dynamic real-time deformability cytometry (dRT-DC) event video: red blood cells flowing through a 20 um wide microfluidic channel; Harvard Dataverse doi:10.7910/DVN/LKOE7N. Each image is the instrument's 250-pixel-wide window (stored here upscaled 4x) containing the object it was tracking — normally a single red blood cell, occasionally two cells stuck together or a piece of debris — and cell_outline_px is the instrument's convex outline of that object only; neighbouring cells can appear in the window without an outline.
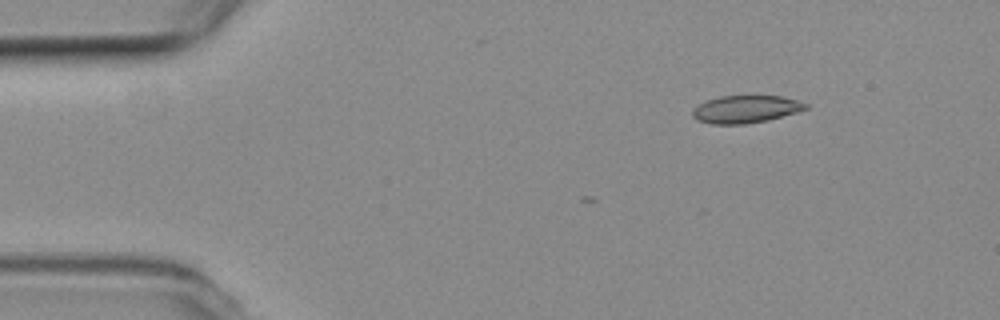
{"species": "common noctule bat (a hibernating species)", "species_latin": "Nyctalus noctula", "temperature_condition": "room temperature", "stored_images_in_passage": 10, "camera_frame_rate_fps": 3000, "um_per_image_px": 0.085, "animal": {"sex": "female", "body_mass_g": 19.3, "forearm_length_mm": 54.1}, "frame": {"image": 1, "passage_image": 1, "time_ms": 0.0, "image_size_px": [1000, 320], "cell_outline_px": [[808, 108], [796, 112], [768, 120], [744, 124], [712, 124], [696, 120], [692, 116], [692, 108], [708, 100], [720, 96], [780, 96], [796, 100], [808, 104]], "centroid_in_image_um": [63.35, 9.29], "position_along_channel_um": 21.6, "area_um2": 18.03}}
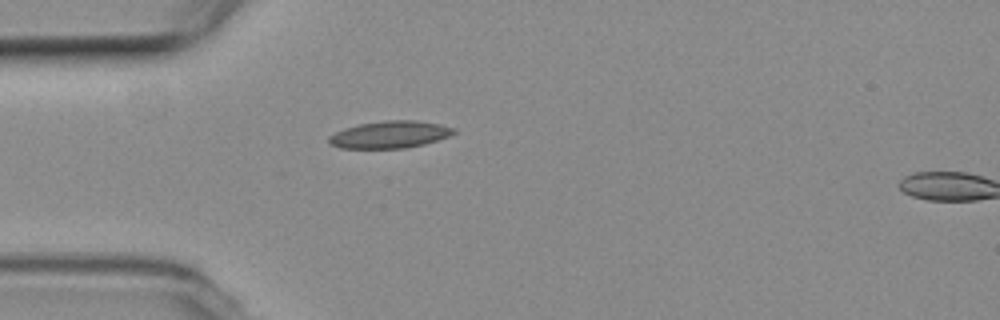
{"frame": {"image": 2, "passage_image": 9, "time_ms": 2.667, "image_size_px": [1000, 320], "cell_outline_px": [[456, 132], [448, 136], [424, 144], [404, 148], [340, 148], [328, 144], [328, 136], [344, 128], [360, 124], [388, 120], [416, 120], [440, 124], [456, 128]], "centroid_in_image_um": [33.12, 11.44], "position_along_channel_um": 51.9, "area_um2": 19.71}}